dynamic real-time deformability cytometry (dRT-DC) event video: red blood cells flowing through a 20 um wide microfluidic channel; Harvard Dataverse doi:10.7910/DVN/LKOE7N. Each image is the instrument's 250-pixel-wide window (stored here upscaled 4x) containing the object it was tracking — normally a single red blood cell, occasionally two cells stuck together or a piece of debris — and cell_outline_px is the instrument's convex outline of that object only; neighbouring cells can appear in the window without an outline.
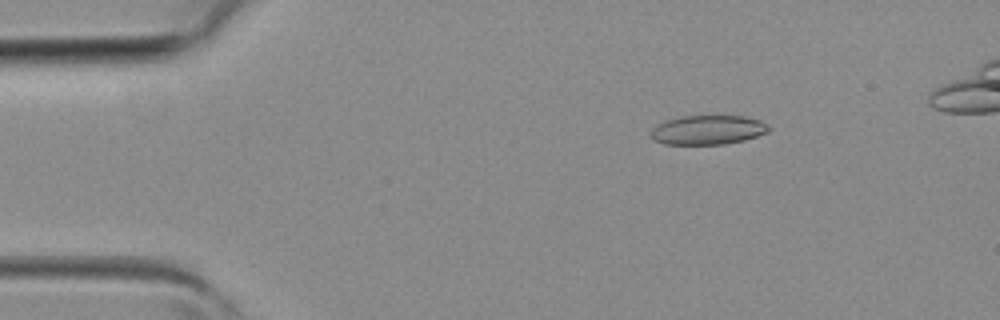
{"species": "common noctule bat (a hibernating species)", "species_latin": "Nyctalus noctula", "temperature_condition": "room temperature", "stored_images_in_passage": 4, "camera_frame_rate_fps": 3000, "um_per_image_px": 0.085, "animal": {"sex": "female", "body_mass_g": 19.3, "forearm_length_mm": 54.1}, "frame": {"image": 1, "passage_image": 2, "time_ms": 0.333, "image_size_px": [1000, 320], "cell_outline_px": [[772, 128], [768, 132], [744, 140], [724, 144], [664, 144], [656, 140], [652, 136], [652, 128], [656, 124], [664, 120], [680, 116], [744, 116], [760, 120], [768, 124]], "centroid_in_image_um": [60.19, 11.03], "position_along_channel_um": 24.8, "area_um2": 20.17}}